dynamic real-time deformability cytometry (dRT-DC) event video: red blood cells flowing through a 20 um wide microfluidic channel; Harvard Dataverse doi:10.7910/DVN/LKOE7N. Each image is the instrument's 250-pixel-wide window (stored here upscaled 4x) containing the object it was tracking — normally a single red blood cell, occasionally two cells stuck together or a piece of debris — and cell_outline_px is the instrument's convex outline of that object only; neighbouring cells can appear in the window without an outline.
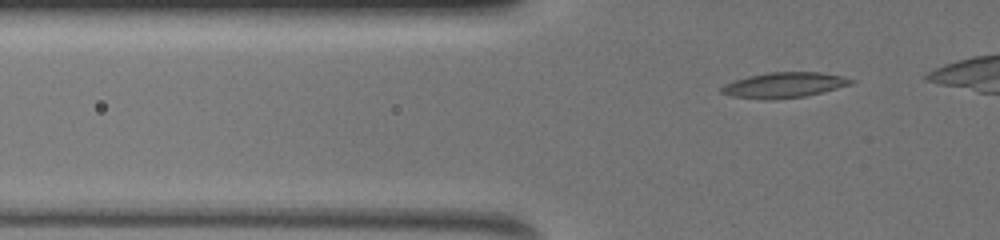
{"species": "common noctule bat (a hibernating species)", "species_latin": "Nyctalus noctula", "temperature_condition": "warm", "stored_images_in_passage": 43, "camera_frame_rate_fps": 3000, "um_per_image_px": 0.085, "animal": {"sex": "female", "body_mass_g": 19.5, "forearm_length_mm": 54.1}, "frame": {"image": 1, "passage_image": 6, "time_ms": 1.667, "image_size_px": [1000, 240], "cell_outline_px": [[856, 80], [852, 84], [804, 96], [772, 100], [764, 100], [732, 96], [720, 92], [720, 88], [724, 84], [748, 76], [768, 72], [820, 72], [840, 76]], "centroid_in_image_um": [66.61, 7.23], "position_along_channel_um": 59.2, "area_um2": 19.02}}
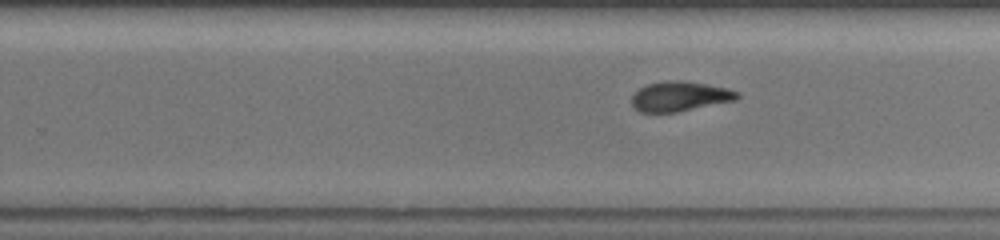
{"frame": {"image": 2, "passage_image": 28, "time_ms": 9.0, "image_size_px": [1000, 240], "cell_outline_px": [[740, 96], [736, 100], [676, 112], [640, 112], [632, 104], [632, 96], [640, 88], [648, 84], [664, 80], [680, 80], [704, 84], [724, 88], [740, 92]], "centroid_in_image_um": [57.78, 8.19], "position_along_channel_um": 272.0, "area_um2": 18.09}}
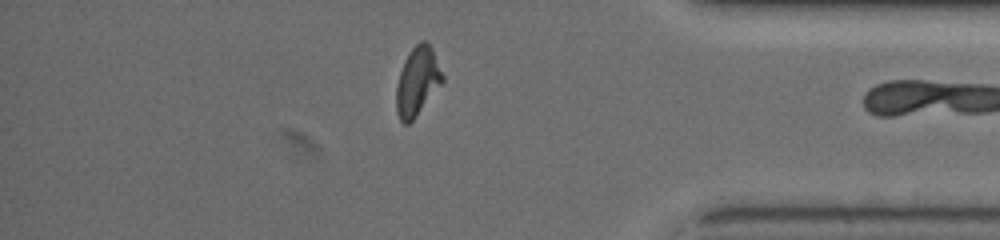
{"frame": {"image": 3, "passage_image": 42, "time_ms": 13.667, "image_size_px": [1000, 240], "cell_outline_px": [[444, 80], [416, 116], [408, 124], [404, 124], [400, 120], [396, 112], [396, 88], [400, 72], [404, 60], [412, 48], [420, 40], [424, 40], [432, 48], [444, 76]], "centroid_in_image_um": [35.47, 6.91], "position_along_channel_um": 399.7, "area_um2": 18.26}}